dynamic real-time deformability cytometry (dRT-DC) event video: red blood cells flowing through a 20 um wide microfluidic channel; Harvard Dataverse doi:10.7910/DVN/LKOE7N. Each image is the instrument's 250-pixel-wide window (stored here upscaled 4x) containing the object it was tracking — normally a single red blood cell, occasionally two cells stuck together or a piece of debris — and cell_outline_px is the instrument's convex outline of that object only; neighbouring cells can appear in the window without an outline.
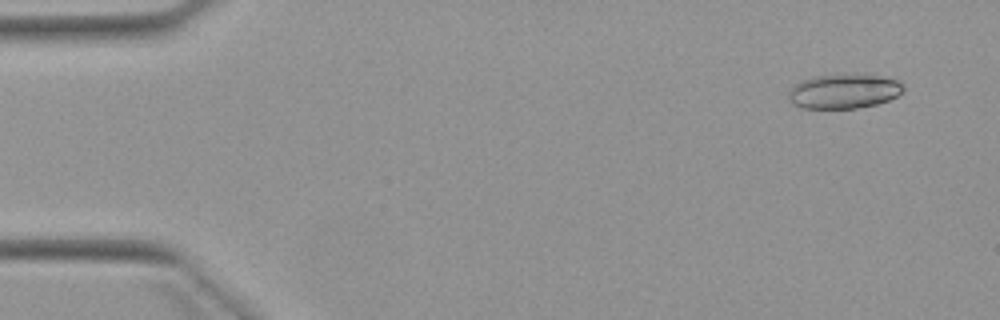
{"species": "Egyptian fruit bat (a non-hibernating species)", "species_latin": "Rousettus aegyptiacus", "temperature_condition": "warm", "stored_images_in_passage": 4, "camera_frame_rate_fps": 3000, "um_per_image_px": 0.085, "animal": {"sex": "female"}, "frame": {"image": 1, "passage_image": 1, "time_ms": 0.0, "image_size_px": [1000, 320], "cell_outline_px": [[904, 88], [896, 96], [888, 100], [876, 104], [856, 108], [800, 108], [792, 104], [788, 100], [788, 92], [796, 84], [812, 76], [880, 76], [896, 80], [904, 84]], "centroid_in_image_um": [71.69, 7.79], "position_along_channel_um": 13.3, "area_um2": 22.48}}
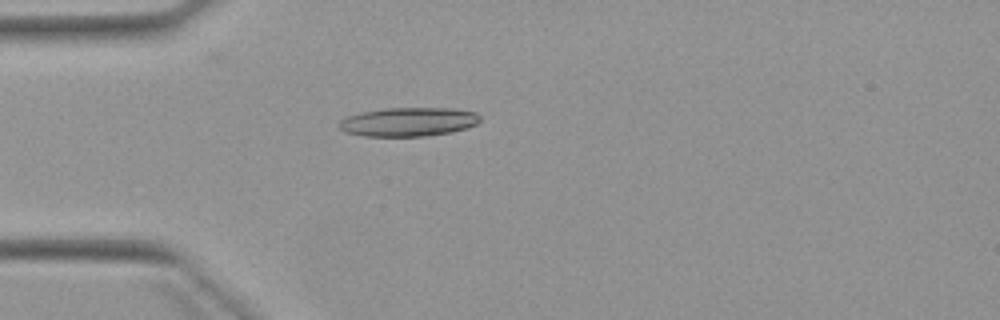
{"frame": {"image": 2, "passage_image": 4, "time_ms": 3.667, "image_size_px": [1000, 320], "cell_outline_px": [[480, 120], [476, 124], [468, 128], [452, 132], [420, 136], [364, 136], [344, 132], [336, 124], [340, 120], [348, 116], [360, 112], [384, 108], [452, 108], [476, 112], [480, 116]], "centroid_in_image_um": [34.7, 10.35], "position_along_channel_um": 50.3, "area_um2": 23.87}}